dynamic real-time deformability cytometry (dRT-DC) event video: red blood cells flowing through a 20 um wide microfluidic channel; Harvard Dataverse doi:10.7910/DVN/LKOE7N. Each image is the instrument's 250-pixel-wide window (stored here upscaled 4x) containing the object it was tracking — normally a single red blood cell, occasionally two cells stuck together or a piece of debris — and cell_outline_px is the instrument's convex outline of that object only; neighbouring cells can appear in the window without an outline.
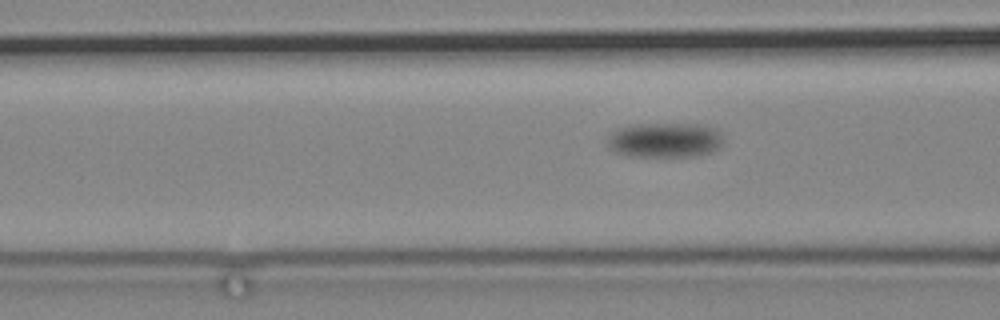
{"species": "common noctule bat (a hibernating species)", "species_latin": "Nyctalus noctula", "temperature_condition": "cold", "stored_images_in_passage": 99, "camera_frame_rate_fps": 3000, "um_per_image_px": 0.085, "animal": {"sex": "male", "body_mass_g": 19.2, "forearm_length_mm": 51.8}, "frame": {"image": 1, "passage_image": 59, "time_ms": 19.333, "image_size_px": [1000, 320], "cell_outline_px": [[724, 140], [720, 148], [712, 152], [692, 156], [628, 156], [616, 152], [608, 148], [608, 136], [612, 132], [620, 128], [632, 124], [700, 124], [720, 128]], "centroid_in_image_um": [56.57, 11.89], "position_along_channel_um": 110.0, "area_um2": 23.93}}
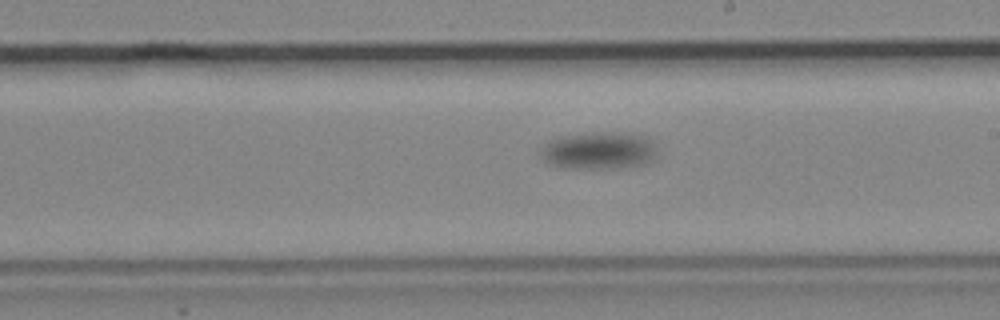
{"frame": {"image": 2, "passage_image": 74, "time_ms": 24.333, "image_size_px": [1000, 320], "cell_outline_px": [[656, 156], [640, 164], [608, 168], [564, 168], [552, 164], [544, 160], [540, 152], [548, 140], [560, 136], [600, 132], [620, 132], [648, 136], [652, 140], [656, 152]], "centroid_in_image_um": [50.88, 12.77], "position_along_channel_um": 238.1, "area_um2": 25.03}}
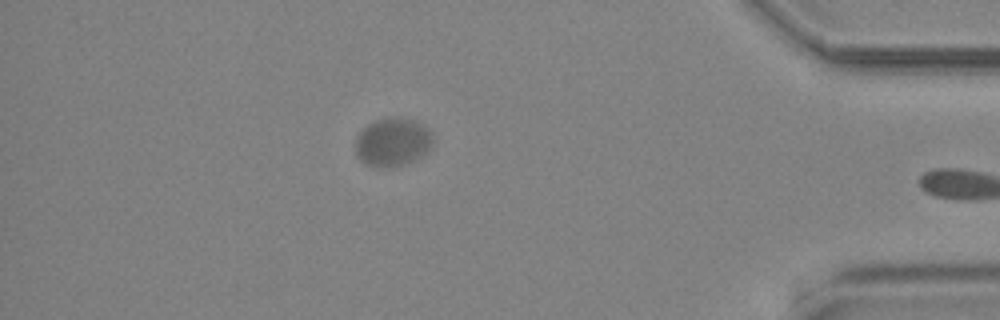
{"frame": {"image": 3, "passage_image": 98, "time_ms": 32.333, "image_size_px": [1000, 320], "cell_outline_px": [[432, 144], [428, 152], [396, 168], [372, 168], [364, 164], [356, 156], [356, 136], [368, 124], [376, 120], [388, 116], [400, 116], [416, 120], [424, 124], [432, 132]], "centroid_in_image_um": [33.37, 12.08], "position_along_channel_um": 401.8, "area_um2": 22.54}}